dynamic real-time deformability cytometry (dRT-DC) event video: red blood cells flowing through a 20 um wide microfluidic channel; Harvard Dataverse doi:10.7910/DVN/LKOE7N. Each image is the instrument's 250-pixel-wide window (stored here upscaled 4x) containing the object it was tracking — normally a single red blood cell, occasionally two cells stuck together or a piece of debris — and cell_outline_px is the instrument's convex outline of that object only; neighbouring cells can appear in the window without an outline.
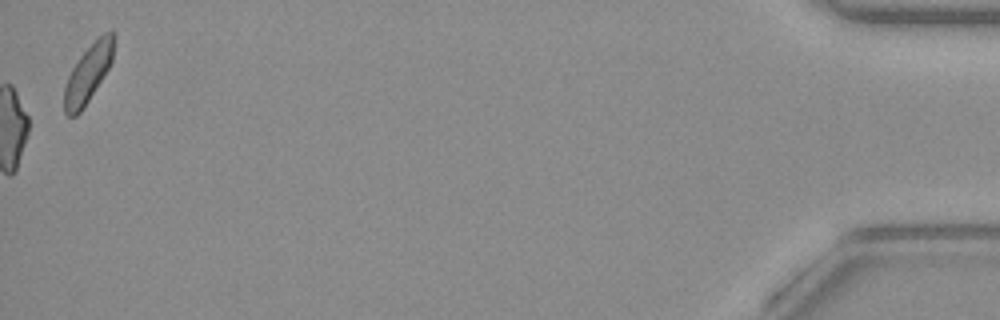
{"species": "common noctule bat (a hibernating species)", "species_latin": "Nyctalus noctula", "temperature_condition": "warm", "stored_images_in_passage": 54, "camera_frame_rate_fps": 3000, "um_per_image_px": 0.085, "animal": {"sex": "female", "body_mass_g": 19.3, "forearm_length_mm": 54.1}, "frame": {"image": 1, "passage_image": 54, "time_ms": 17.667, "image_size_px": [1000, 320], "cell_outline_px": [[116, 36], [112, 60], [104, 76], [84, 108], [76, 116], [68, 116], [64, 112], [64, 88], [68, 76], [72, 68], [80, 56], [104, 32], [116, 32]], "centroid_in_image_um": [7.5, 6.26], "position_along_channel_um": 427.7, "area_um2": 16.65}, "authors_computed_cell_mechanics": {"area_um2": 19.4786, "velocity_mm_per_s": 3.8288, "shape_relaxation_time_tau1_ms": null, "shape_relaxation_time_tau2_ms": 3.0872, "deformation_change_tau1": null, "deformation_change_tau2": 0.1079}}